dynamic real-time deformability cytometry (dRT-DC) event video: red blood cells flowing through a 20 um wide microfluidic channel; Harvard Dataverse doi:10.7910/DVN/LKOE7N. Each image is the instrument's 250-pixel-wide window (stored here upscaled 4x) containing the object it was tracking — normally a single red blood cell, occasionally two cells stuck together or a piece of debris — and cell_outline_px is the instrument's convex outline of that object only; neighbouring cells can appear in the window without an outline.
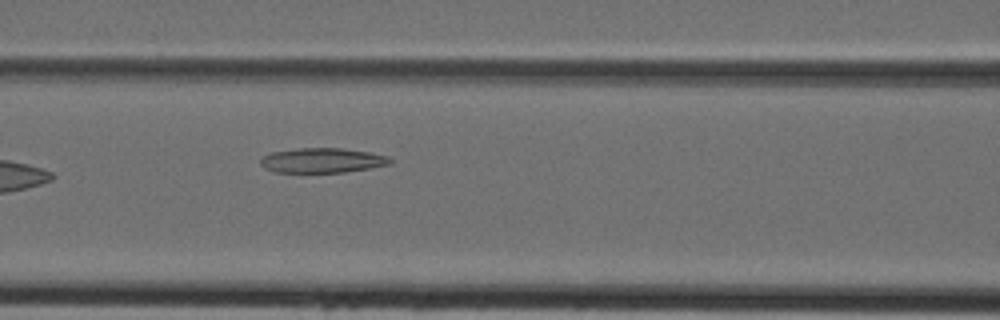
{"species": "Egyptian fruit bat (a non-hibernating species)", "species_latin": "Rousettus aegyptiacus", "temperature_condition": "cold", "stored_images_in_passage": 3, "camera_frame_rate_fps": 3000, "um_per_image_px": 0.085, "animal": {"sex": "female"}, "frame": {"image": 1, "passage_image": 3, "time_ms": 0.667, "image_size_px": [1000, 320], "cell_outline_px": [[392, 164], [372, 168], [344, 172], [272, 172], [264, 168], [260, 164], [260, 156], [272, 152], [296, 148], [344, 148], [368, 152], [388, 156], [392, 160]], "centroid_in_image_um": [27.37, 13.63], "position_along_channel_um": 139.2, "area_um2": 18.96}}